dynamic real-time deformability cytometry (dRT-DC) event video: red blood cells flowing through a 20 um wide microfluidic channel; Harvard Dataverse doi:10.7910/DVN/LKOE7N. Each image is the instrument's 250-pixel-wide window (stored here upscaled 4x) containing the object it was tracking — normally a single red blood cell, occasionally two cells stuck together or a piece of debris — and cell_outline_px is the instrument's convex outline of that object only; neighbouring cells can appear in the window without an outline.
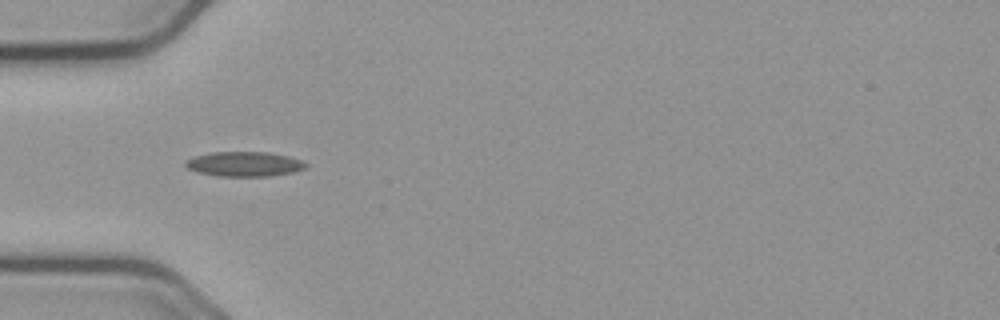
{"species": "common noctule bat (a hibernating species)", "species_latin": "Nyctalus noctula", "temperature_condition": "cold", "stored_images_in_passage": 39, "camera_frame_rate_fps": 3000, "um_per_image_px": 0.085, "animal": {"sex": "male", "body_mass_g": 23.1, "forearm_length_mm": 52.7}, "frame": {"image": 1, "passage_image": 1, "time_ms": 0.0, "image_size_px": [1000, 320], "cell_outline_px": [[308, 168], [292, 172], [268, 176], [220, 176], [196, 172], [188, 168], [184, 164], [184, 160], [196, 156], [212, 152], [268, 152], [288, 156], [304, 160], [308, 164]], "centroid_in_image_um": [20.8, 13.94], "position_along_channel_um": 64.2, "area_um2": 17.46}}
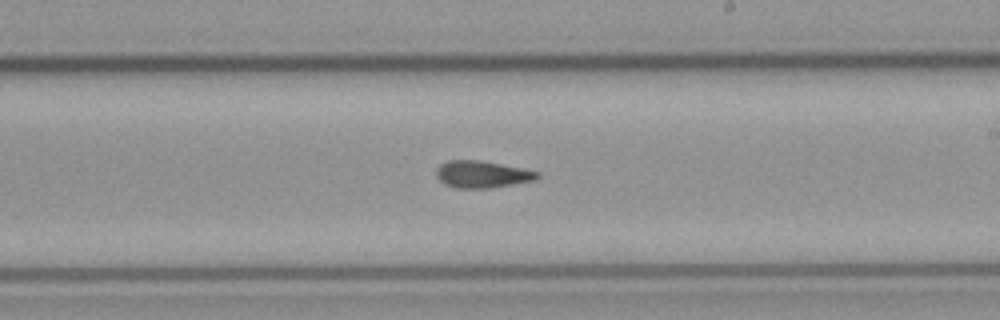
{"frame": {"image": 2, "passage_image": 16, "time_ms": 5.0, "image_size_px": [1000, 320], "cell_outline_px": [[540, 176], [536, 180], [488, 188], [456, 188], [444, 184], [436, 176], [436, 168], [440, 164], [448, 160], [480, 160], [540, 172]], "centroid_in_image_um": [40.95, 14.81], "position_along_channel_um": 248.0, "area_um2": 15.84}}
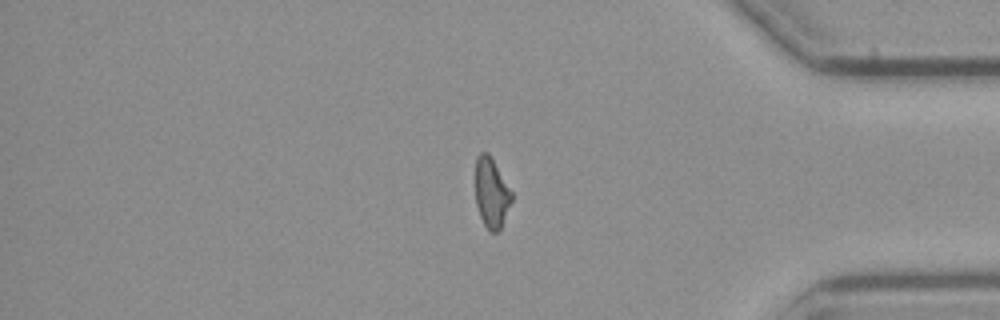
{"frame": {"image": 3, "passage_image": 30, "time_ms": 9.667, "image_size_px": [1000, 320], "cell_outline_px": [[512, 200], [500, 228], [496, 232], [488, 232], [480, 216], [476, 204], [476, 156], [480, 152], [488, 152], [512, 192]], "centroid_in_image_um": [41.76, 16.39], "position_along_channel_um": 393.4, "area_um2": 14.57}, "authors_computed_cell_mechanics": {"area_um2": 15.7216, "velocity_mm_per_s": 3.6753, "shape_relaxation_time_tau1_ms": null, "shape_relaxation_time_tau2_ms": 3.7104, "deformation_change_tau1": null, "deformation_change_tau2": 0.1052}}